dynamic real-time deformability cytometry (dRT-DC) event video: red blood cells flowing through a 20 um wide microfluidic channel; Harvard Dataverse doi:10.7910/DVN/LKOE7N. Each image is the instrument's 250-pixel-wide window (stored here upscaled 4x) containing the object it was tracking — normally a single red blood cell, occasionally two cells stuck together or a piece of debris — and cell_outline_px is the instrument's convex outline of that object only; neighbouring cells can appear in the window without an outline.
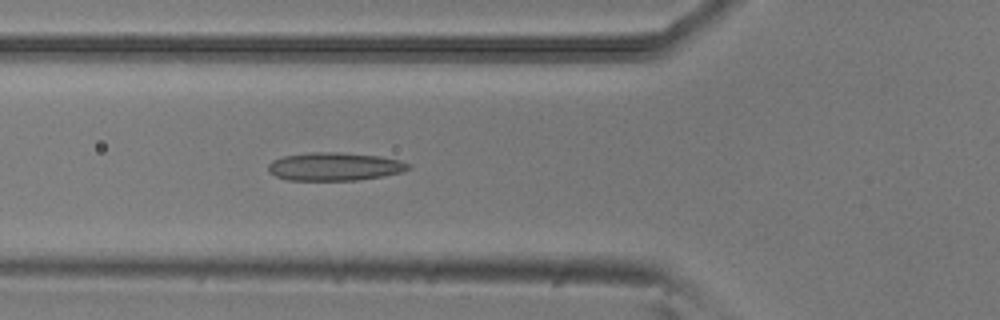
{"species": "common noctule bat (a hibernating species)", "species_latin": "Nyctalus noctula", "temperature_condition": "room temperature", "stored_images_in_passage": 5, "camera_frame_rate_fps": 3000, "um_per_image_px": 0.085, "animal": {"sex": "male", "body_mass_g": 20.5, "forearm_length_mm": 52.5}, "frame": {"image": 1, "passage_image": 5, "time_ms": 1.333, "image_size_px": [1000, 320], "cell_outline_px": [[412, 168], [400, 172], [380, 176], [356, 180], [288, 180], [276, 176], [268, 172], [268, 164], [272, 160], [284, 156], [308, 152], [340, 152], [380, 156], [400, 160], [412, 164]], "centroid_in_image_um": [28.43, 14.15], "position_along_channel_um": 97.4, "area_um2": 23.06}}